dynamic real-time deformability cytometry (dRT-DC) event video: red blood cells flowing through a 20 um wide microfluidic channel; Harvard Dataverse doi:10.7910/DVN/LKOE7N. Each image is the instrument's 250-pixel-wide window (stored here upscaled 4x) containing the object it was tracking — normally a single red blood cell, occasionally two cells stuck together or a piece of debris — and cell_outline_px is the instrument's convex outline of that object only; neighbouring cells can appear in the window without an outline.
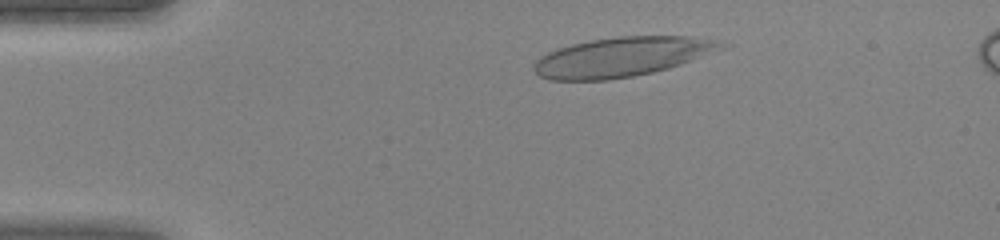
{"species": "human", "species_latin": "Homo sapiens", "temperature_condition": "warm", "stored_images_in_passage": 33, "camera_frame_rate_fps": 3000, "um_per_image_px": 0.085, "donor": {"sex": "female"}, "frame": {"image": 1, "passage_image": 2, "time_ms": 0.333, "image_size_px": [1000, 240], "cell_outline_px": [[712, 44], [688, 60], [652, 72], [632, 76], [604, 80], [552, 80], [540, 76], [532, 68], [536, 60], [560, 48], [572, 44], [592, 40], [620, 36], [684, 36]], "centroid_in_image_um": [52.45, 4.88], "position_along_channel_um": 32.6, "area_um2": 39.94}}
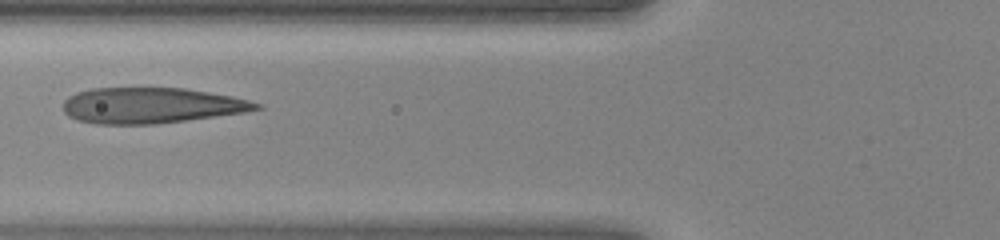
{"frame": {"image": 2, "passage_image": 11, "time_ms": 3.333, "image_size_px": [1000, 240], "cell_outline_px": [[264, 108], [244, 112], [156, 124], [96, 124], [76, 120], [68, 116], [64, 112], [64, 100], [68, 96], [76, 92], [92, 88], [184, 88], [232, 96], [248, 100], [260, 104]], "centroid_in_image_um": [12.81, 8.96], "position_along_channel_um": 113.0, "area_um2": 40.11}}
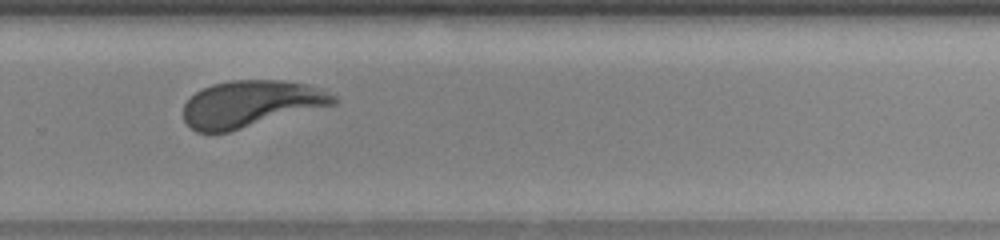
{"frame": {"image": 3, "passage_image": 24, "time_ms": 7.667, "image_size_px": [1000, 240], "cell_outline_px": [[336, 104], [228, 132], [196, 132], [184, 120], [184, 104], [196, 92], [212, 84], [232, 80], [280, 80], [308, 84], [336, 96]], "centroid_in_image_um": [21.32, 8.82], "position_along_channel_um": 308.5, "area_um2": 40.46}}